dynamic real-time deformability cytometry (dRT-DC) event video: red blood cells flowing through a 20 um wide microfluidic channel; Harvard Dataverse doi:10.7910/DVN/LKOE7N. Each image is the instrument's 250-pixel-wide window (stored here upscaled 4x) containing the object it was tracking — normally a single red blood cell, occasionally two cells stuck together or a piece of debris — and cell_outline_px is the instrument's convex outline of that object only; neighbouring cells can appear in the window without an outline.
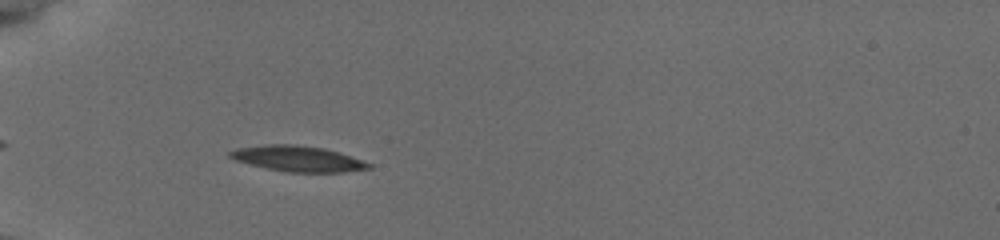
{"species": "common noctule bat (a hibernating species)", "species_latin": "Nyctalus noctula", "temperature_condition": "cold", "stored_images_in_passage": 41, "camera_frame_rate_fps": 3000, "um_per_image_px": 0.085, "animal": {"sex": "female", "body_mass_g": 19.5, "forearm_length_mm": 54.1}, "frame": {"image": 1, "passage_image": 5, "time_ms": 1.333, "image_size_px": [1000, 240], "cell_outline_px": [[372, 168], [344, 172], [288, 172], [268, 168], [236, 160], [228, 156], [228, 152], [236, 148], [268, 144], [296, 144], [324, 148], [372, 164]], "centroid_in_image_um": [25.3, 13.48], "position_along_channel_um": 59.7, "area_um2": 20.4}}
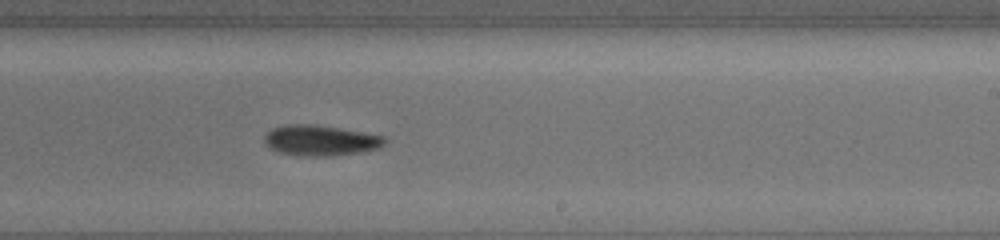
{"frame": {"image": 2, "passage_image": 22, "time_ms": 7.0, "image_size_px": [1000, 240], "cell_outline_px": [[388, 140], [380, 148], [364, 152], [336, 156], [300, 156], [276, 152], [268, 148], [264, 144], [264, 136], [272, 128], [288, 124], [312, 124], [340, 128], [384, 136]], "centroid_in_image_um": [27.23, 11.95], "position_along_channel_um": 261.8, "area_um2": 21.85}}
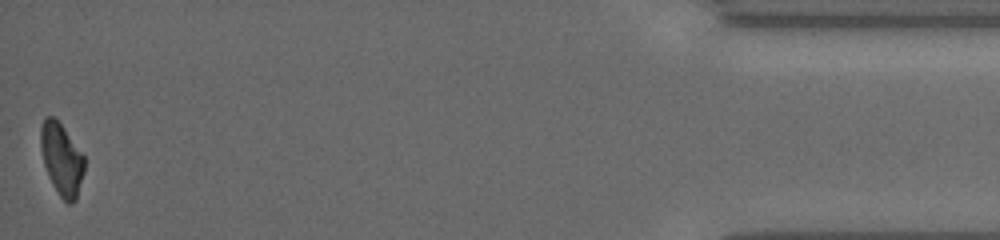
{"frame": {"image": 3, "passage_image": 41, "time_ms": 13.333, "image_size_px": [1000, 240], "cell_outline_px": [[84, 172], [76, 200], [72, 204], [68, 204], [60, 196], [52, 184], [48, 176], [44, 164], [40, 148], [40, 128], [44, 116], [56, 116], [84, 156]], "centroid_in_image_um": [5.22, 13.5], "position_along_channel_um": 430.0, "area_um2": 18.55}, "authors_computed_cell_mechanics": {"area_um2": 20.519, "velocity_mm_per_s": 3.8255, "shape_relaxation_time_tau1_ms": 3.7612, "shape_relaxation_time_tau2_ms": null, "deformation_change_tau1": 0.1411, "deformation_change_tau2": null}}